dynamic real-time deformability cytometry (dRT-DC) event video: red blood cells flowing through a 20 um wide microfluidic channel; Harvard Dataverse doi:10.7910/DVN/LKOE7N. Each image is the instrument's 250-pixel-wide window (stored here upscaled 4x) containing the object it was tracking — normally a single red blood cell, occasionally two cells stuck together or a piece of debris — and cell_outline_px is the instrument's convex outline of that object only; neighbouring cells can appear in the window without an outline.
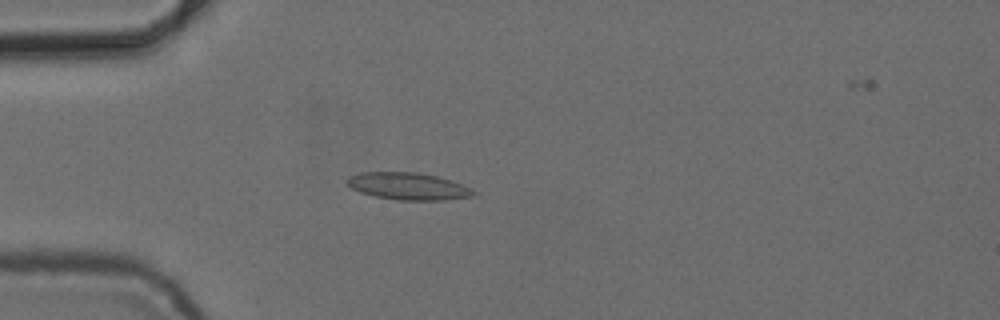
{"species": "common noctule bat (a hibernating species)", "species_latin": "Nyctalus noctula", "temperature_condition": "cold", "stored_images_in_passage": 4, "camera_frame_rate_fps": 3000, "um_per_image_px": 0.085, "animal": {"sex": "female", "body_mass_g": 24.6, "forearm_length_mm": 56.2}, "frame": {"image": 1, "passage_image": 3, "time_ms": 2.667, "image_size_px": [1000, 320], "cell_outline_px": [[476, 196], [444, 200], [400, 200], [376, 196], [360, 192], [352, 188], [344, 180], [348, 176], [360, 172], [416, 172], [436, 176], [460, 184], [476, 192]], "centroid_in_image_um": [34.65, 15.83], "position_along_channel_um": 50.3, "area_um2": 19.83}}